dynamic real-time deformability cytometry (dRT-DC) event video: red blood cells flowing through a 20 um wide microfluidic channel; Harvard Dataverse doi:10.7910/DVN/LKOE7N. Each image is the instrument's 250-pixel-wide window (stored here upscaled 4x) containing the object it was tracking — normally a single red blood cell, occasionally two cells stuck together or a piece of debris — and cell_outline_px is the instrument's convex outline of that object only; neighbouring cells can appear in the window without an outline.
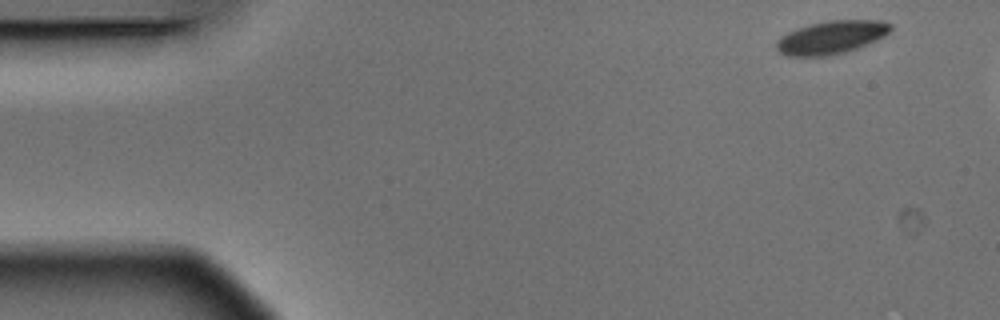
{"species": "Egyptian fruit bat (a non-hibernating species)", "species_latin": "Rousettus aegyptiacus", "temperature_condition": "warm", "stored_images_in_passage": 3, "camera_frame_rate_fps": 3000, "um_per_image_px": 0.085, "animal": {"sex": "male"}, "frame": {"image": 1, "passage_image": 1, "time_ms": 0.0, "image_size_px": [1000, 320], "cell_outline_px": [[892, 28], [884, 36], [876, 40], [856, 48], [844, 52], [828, 56], [788, 56], [780, 52], [776, 48], [776, 40], [780, 36], [796, 28], [808, 24], [832, 20], [880, 20], [892, 24]], "centroid_in_image_um": [70.63, 3.17], "position_along_channel_um": 14.4, "area_um2": 22.02}}